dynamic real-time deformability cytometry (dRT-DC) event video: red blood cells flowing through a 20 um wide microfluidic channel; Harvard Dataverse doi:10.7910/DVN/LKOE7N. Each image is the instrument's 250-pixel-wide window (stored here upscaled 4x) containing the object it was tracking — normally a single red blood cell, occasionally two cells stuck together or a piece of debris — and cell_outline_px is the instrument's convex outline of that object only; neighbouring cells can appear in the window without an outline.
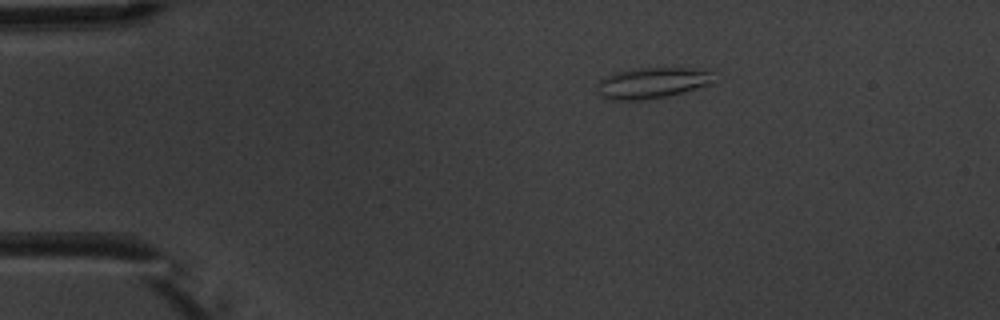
{"species": "common noctule bat (a hibernating species)", "species_latin": "Nyctalus noctula", "temperature_condition": "warm", "stored_images_in_passage": 5, "camera_frame_rate_fps": 3000, "um_per_image_px": 0.085, "animal": {"sex": "male", "body_mass_g": 20.1, "forearm_length_mm": 53.5}, "frame": {"image": 1, "passage_image": 5, "time_ms": 4.333, "image_size_px": [1000, 320], "cell_outline_px": [[708, 84], [680, 92], [664, 96], [644, 100], [612, 100], [600, 96], [600, 80], [604, 76], [620, 72], [640, 68], [692, 68], [708, 72]], "centroid_in_image_um": [55.31, 7.06], "position_along_channel_um": 29.7, "area_um2": 19.88}}